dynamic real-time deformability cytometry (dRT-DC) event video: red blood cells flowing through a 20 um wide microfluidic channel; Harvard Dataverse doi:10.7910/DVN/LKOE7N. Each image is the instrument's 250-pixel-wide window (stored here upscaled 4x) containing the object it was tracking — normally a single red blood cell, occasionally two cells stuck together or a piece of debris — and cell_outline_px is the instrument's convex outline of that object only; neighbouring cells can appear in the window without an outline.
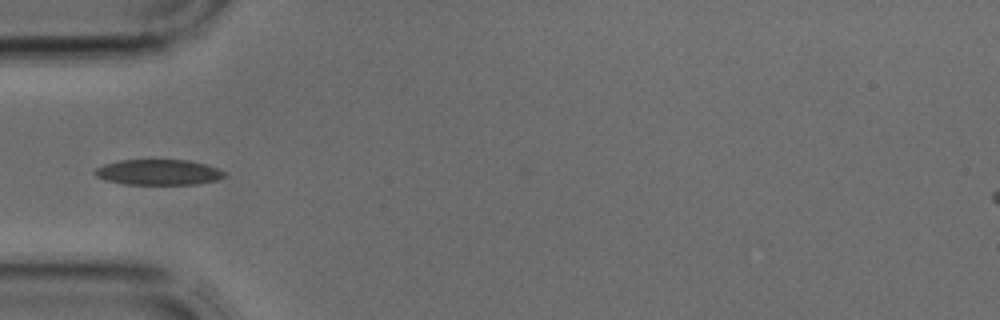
{"species": "common noctule bat (a hibernating species)", "species_latin": "Nyctalus noctula", "temperature_condition": "cold", "stored_images_in_passage": 2, "camera_frame_rate_fps": 3000, "um_per_image_px": 0.085, "animal": {"sex": "male", "body_mass_g": 17.9, "forearm_length_mm": 54.2}, "frame": {"image": 1, "passage_image": 2, "time_ms": 0.333, "image_size_px": [1000, 320], "cell_outline_px": [[224, 176], [216, 180], [196, 184], [124, 184], [104, 180], [96, 176], [92, 172], [96, 168], [104, 164], [120, 160], [188, 160], [204, 164], [216, 168], [224, 172]], "centroid_in_image_um": [13.4, 14.64], "position_along_channel_um": 71.6, "area_um2": 19.13}}